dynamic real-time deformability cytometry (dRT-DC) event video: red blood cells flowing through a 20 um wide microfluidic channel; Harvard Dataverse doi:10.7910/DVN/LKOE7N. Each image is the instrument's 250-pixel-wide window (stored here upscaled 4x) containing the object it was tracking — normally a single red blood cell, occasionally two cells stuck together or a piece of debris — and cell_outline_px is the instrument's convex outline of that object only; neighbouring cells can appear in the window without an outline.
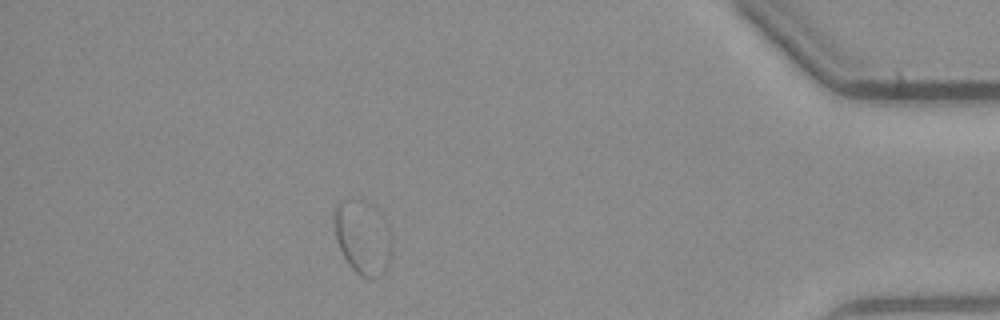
{"species": "common noctule bat (a hibernating species)", "species_latin": "Nyctalus noctula", "temperature_condition": "warm", "stored_images_in_passage": 37, "segment_of_instrument_passage": [2, 2], "camera_frame_rate_fps": 3000, "um_per_image_px": 0.085, "animal": {"sex": "male", "body_mass_g": 23.1, "forearm_length_mm": 52.7}, "frame": {"image": 1, "passage_image": 32, "time_ms": 10.333, "image_size_px": [1000, 320], "cell_outline_px": [[392, 256], [388, 268], [376, 280], [368, 280], [360, 276], [348, 264], [336, 240], [332, 220], [332, 212], [336, 204], [340, 200], [364, 200], [372, 204], [384, 216], [388, 224], [392, 236]], "centroid_in_image_um": [30.86, 20.18], "position_along_channel_um": 404.3, "area_um2": 26.07}}